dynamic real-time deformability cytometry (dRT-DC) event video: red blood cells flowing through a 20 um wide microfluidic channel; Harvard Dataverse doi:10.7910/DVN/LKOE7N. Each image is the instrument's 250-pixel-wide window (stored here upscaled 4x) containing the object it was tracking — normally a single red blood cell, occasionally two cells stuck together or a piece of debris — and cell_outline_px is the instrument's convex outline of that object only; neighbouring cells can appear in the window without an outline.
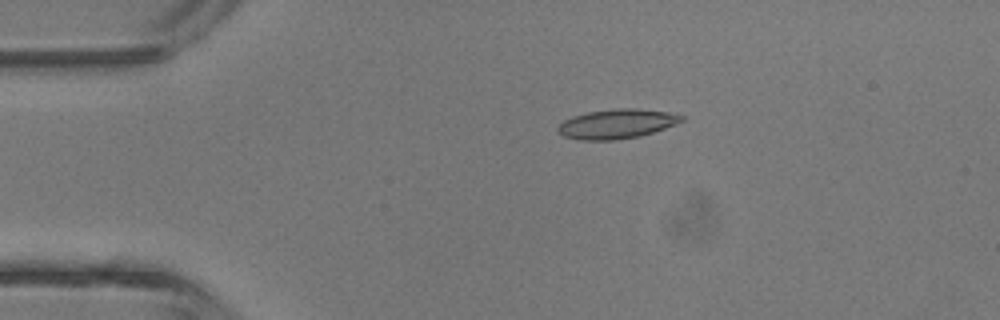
{"species": "common noctule bat (a hibernating species)", "species_latin": "Nyctalus noctula", "temperature_condition": "room temperature", "stored_images_in_passage": 3, "camera_frame_rate_fps": 3000, "um_per_image_px": 0.085, "animal": {"sex": "male", "body_mass_g": 13.3}, "frame": {"image": 1, "passage_image": 2, "time_ms": 1.333, "image_size_px": [1000, 320], "cell_outline_px": [[684, 120], [676, 124], [640, 136], [616, 140], [580, 140], [564, 136], [556, 132], [556, 128], [564, 120], [572, 116], [588, 112], [620, 108], [636, 108], [668, 112], [684, 116]], "centroid_in_image_um": [52.4, 10.53], "position_along_channel_um": 32.6, "area_um2": 21.21}}
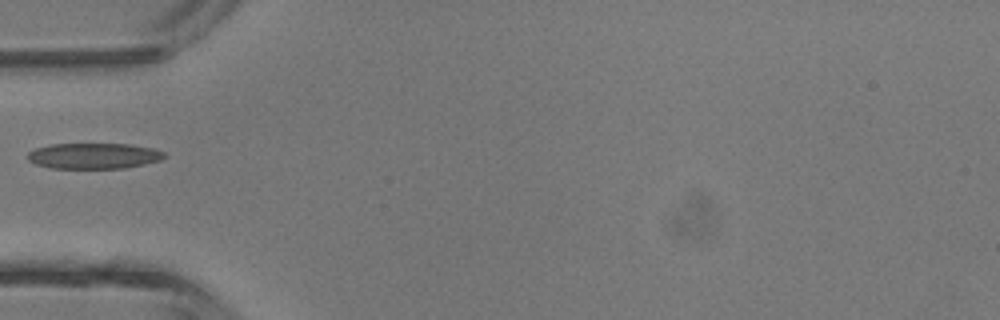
{"frame": {"image": 2, "passage_image": 3, "time_ms": 3.333, "image_size_px": [1000, 320], "cell_outline_px": [[168, 156], [160, 160], [144, 164], [124, 168], [52, 168], [36, 164], [28, 160], [28, 152], [36, 148], [52, 144], [128, 144], [152, 148], [164, 152]], "centroid_in_image_um": [7.99, 13.25], "position_along_channel_um": 77.0, "area_um2": 20.4}}